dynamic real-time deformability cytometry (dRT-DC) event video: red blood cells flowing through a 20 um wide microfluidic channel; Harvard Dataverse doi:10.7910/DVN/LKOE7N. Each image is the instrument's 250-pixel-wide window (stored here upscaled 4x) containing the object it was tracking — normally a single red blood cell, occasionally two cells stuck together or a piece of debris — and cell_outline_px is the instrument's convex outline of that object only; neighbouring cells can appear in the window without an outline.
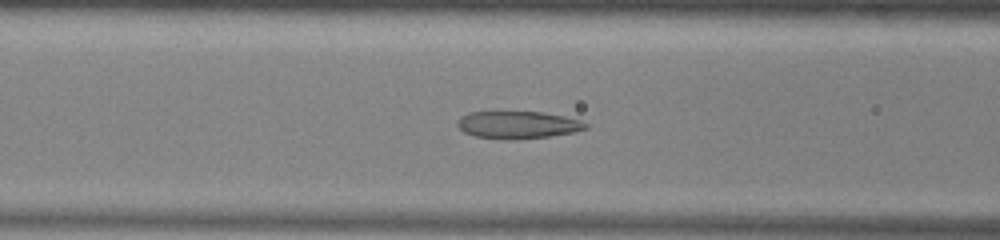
{"species": "common noctule bat (a hibernating species)", "species_latin": "Nyctalus noctula", "temperature_condition": "warm", "stored_images_in_passage": 40, "camera_frame_rate_fps": 3000, "um_per_image_px": 0.085, "animal": {"sex": "male", "body_mass_g": 13.0, "forearm_length_mm": 53.1}, "frame": {"image": 1, "passage_image": 9, "time_ms": 2.667, "image_size_px": [1000, 240], "cell_outline_px": [[588, 128], [576, 132], [548, 136], [512, 140], [476, 136], [464, 132], [456, 124], [460, 116], [468, 112], [540, 112], [564, 116], [580, 120], [588, 124]], "centroid_in_image_um": [44.02, 10.61], "position_along_channel_um": 122.6, "area_um2": 20.4}}
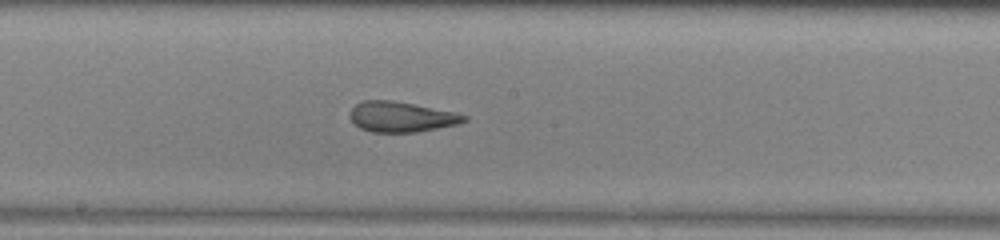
{"frame": {"image": 2, "passage_image": 16, "time_ms": 5.0, "image_size_px": [1000, 240], "cell_outline_px": [[468, 120], [456, 124], [416, 132], [372, 132], [360, 128], [348, 116], [352, 108], [356, 104], [364, 100], [388, 100], [412, 104], [452, 112], [468, 116]], "centroid_in_image_um": [34.06, 9.93], "position_along_channel_um": 214.1, "area_um2": 19.77}}
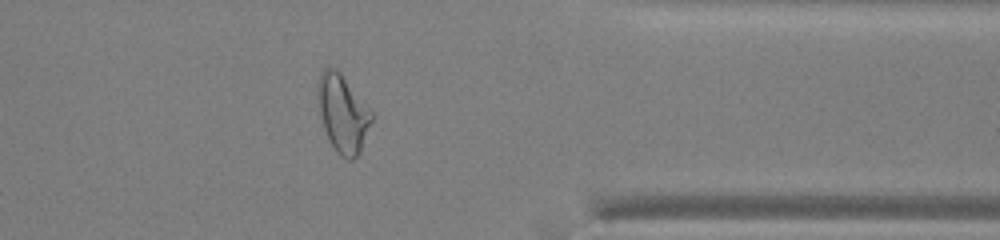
{"frame": {"image": 3, "passage_image": 30, "time_ms": 9.667, "image_size_px": [1000, 240], "cell_outline_px": [[372, 120], [360, 152], [352, 160], [348, 160], [340, 156], [336, 152], [324, 128], [320, 112], [316, 84], [324, 68], [328, 64], [336, 68], [340, 72], [372, 112]], "centroid_in_image_um": [29.12, 9.62], "position_along_channel_um": 382.3, "area_um2": 24.04}, "authors_computed_cell_mechanics": {"area_um2": 21.6461, "velocity_mm_per_s": 3.927, "shape_relaxation_time_tau1_ms": null, "shape_relaxation_time_tau2_ms": 1.9624, "deformation_change_tau1": null, "deformation_change_tau2": 0.0775}}